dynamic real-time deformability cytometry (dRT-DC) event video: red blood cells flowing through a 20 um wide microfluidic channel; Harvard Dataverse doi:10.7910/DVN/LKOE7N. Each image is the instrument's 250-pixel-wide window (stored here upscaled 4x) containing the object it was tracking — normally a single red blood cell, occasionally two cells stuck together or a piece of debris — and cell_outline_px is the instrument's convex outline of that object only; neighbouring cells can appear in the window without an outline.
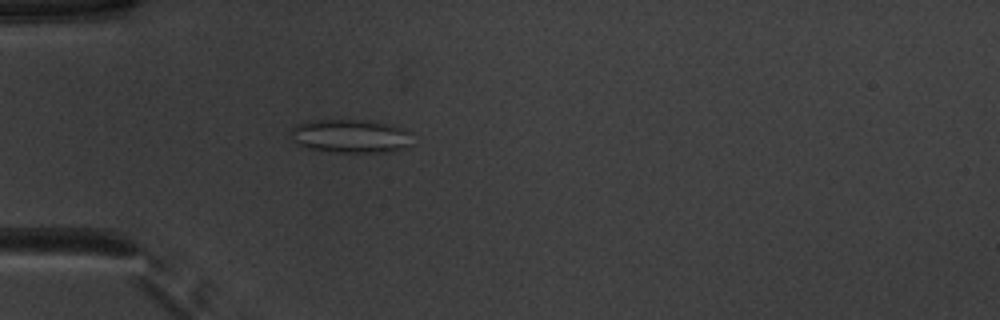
{"species": "common noctule bat (a hibernating species)", "species_latin": "Nyctalus noctula", "temperature_condition": "warm", "stored_images_in_passage": 51, "camera_frame_rate_fps": 3000, "um_per_image_px": 0.085, "animal": {"sex": "male", "body_mass_g": 20.1, "forearm_length_mm": 53.5}, "frame": {"image": 1, "passage_image": 15, "time_ms": 4.667, "image_size_px": [1000, 320], "cell_outline_px": [[408, 148], [392, 152], [332, 152], [308, 148], [296, 144], [288, 136], [292, 128], [296, 124], [308, 120], [364, 120], [404, 128], [408, 132]], "centroid_in_image_um": [29.7, 11.58], "position_along_channel_um": 55.3, "area_um2": 23.81}}
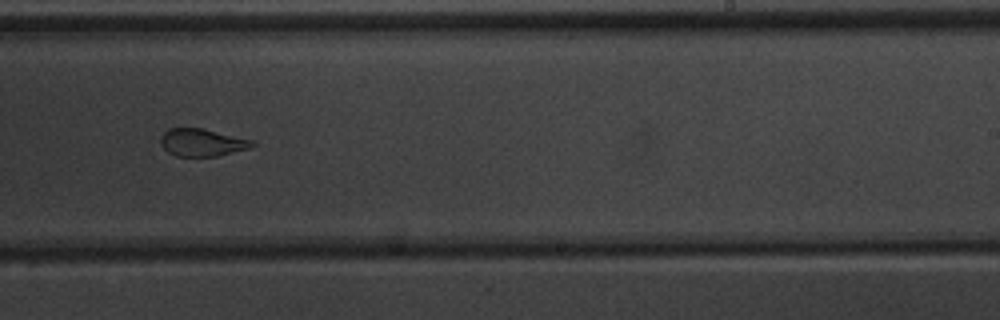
{"frame": {"image": 2, "passage_image": 32, "time_ms": 10.333, "image_size_px": [1000, 320], "cell_outline_px": [[256, 144], [252, 148], [220, 156], [176, 156], [168, 152], [160, 144], [160, 136], [168, 128], [200, 128], [256, 140]], "centroid_in_image_um": [17.23, 12.11], "position_along_channel_um": 271.8, "area_um2": 14.97}}
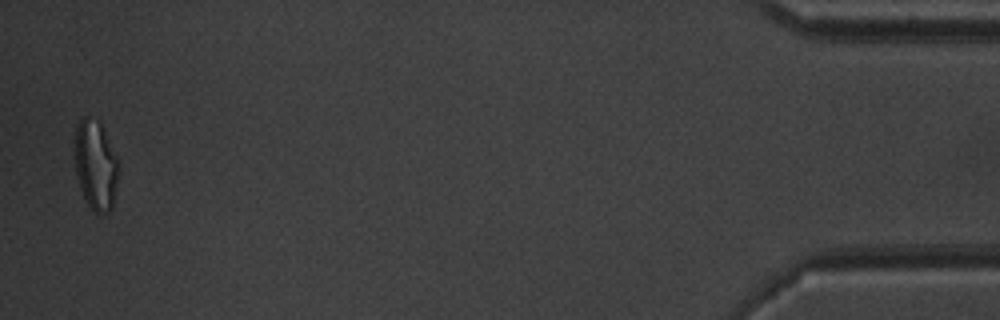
{"frame": {"image": 3, "passage_image": 50, "time_ms": 16.333, "image_size_px": [1000, 320], "cell_outline_px": [[120, 168], [112, 208], [108, 212], [100, 216], [88, 204], [80, 188], [76, 172], [76, 128], [80, 120], [84, 116], [100, 120], [116, 156]], "centroid_in_image_um": [8.17, 14.04], "position_along_channel_um": 427.0, "area_um2": 22.77}, "authors_computed_cell_mechanics": {"area_um2": 19.7676, "velocity_mm_per_s": 3.9654, "shape_relaxation_time_tau1_ms": null, "shape_relaxation_time_tau2_ms": 0.7909, "deformation_change_tau1": null, "deformation_change_tau2": 0.072}}